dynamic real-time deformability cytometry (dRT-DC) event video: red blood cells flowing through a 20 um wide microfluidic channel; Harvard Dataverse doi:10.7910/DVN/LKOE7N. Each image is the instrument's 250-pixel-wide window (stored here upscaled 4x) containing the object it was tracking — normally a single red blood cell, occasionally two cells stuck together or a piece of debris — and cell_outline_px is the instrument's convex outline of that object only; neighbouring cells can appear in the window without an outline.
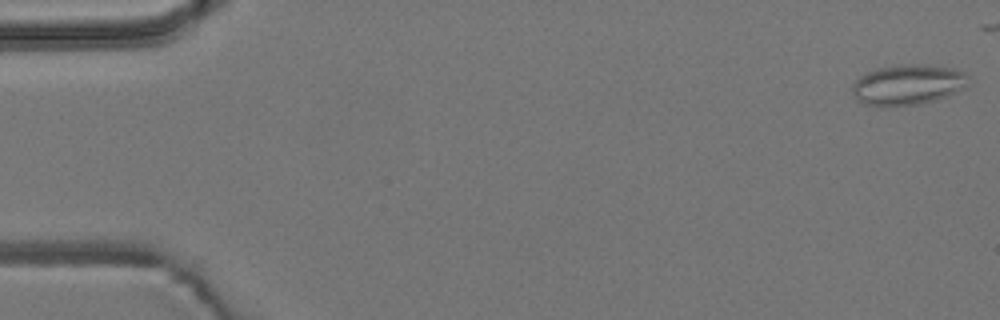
{"species": "common noctule bat (a hibernating species)", "species_latin": "Nyctalus noctula", "temperature_condition": "room temperature", "stored_images_in_passage": 50, "camera_frame_rate_fps": 3000, "um_per_image_px": 0.085, "animal": {"sex": "male", "body_mass_g": 19.2, "forearm_length_mm": 51.8}, "frame": {"image": 1, "passage_image": 1, "time_ms": 0.0, "image_size_px": [1000, 320], "cell_outline_px": [[968, 76], [964, 84], [956, 92], [948, 96], [936, 100], [920, 104], [888, 108], [880, 108], [864, 104], [856, 100], [852, 92], [852, 84], [860, 76], [876, 68], [896, 64], [916, 64], [948, 68], [964, 72]], "centroid_in_image_um": [77.06, 7.24], "position_along_channel_um": 7.9, "area_um2": 27.57}}
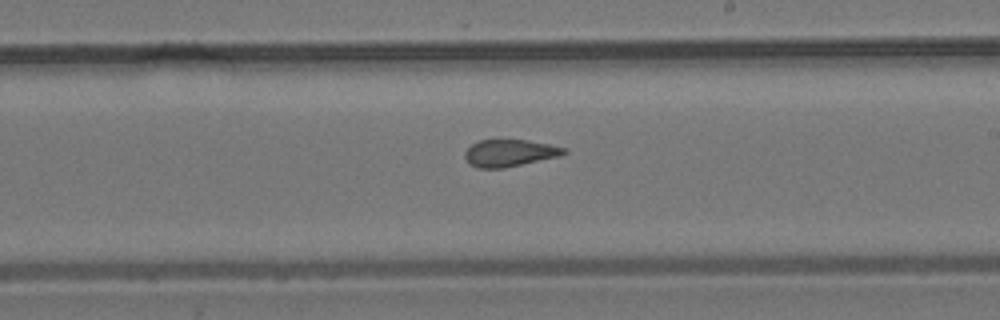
{"frame": {"image": 2, "passage_image": 31, "time_ms": 10.0, "image_size_px": [1000, 320], "cell_outline_px": [[568, 152], [560, 156], [504, 168], [476, 168], [468, 164], [464, 156], [464, 152], [472, 144], [480, 140], [528, 140], [568, 148]], "centroid_in_image_um": [43.31, 13.01], "position_along_channel_um": 245.7, "area_um2": 15.72}}
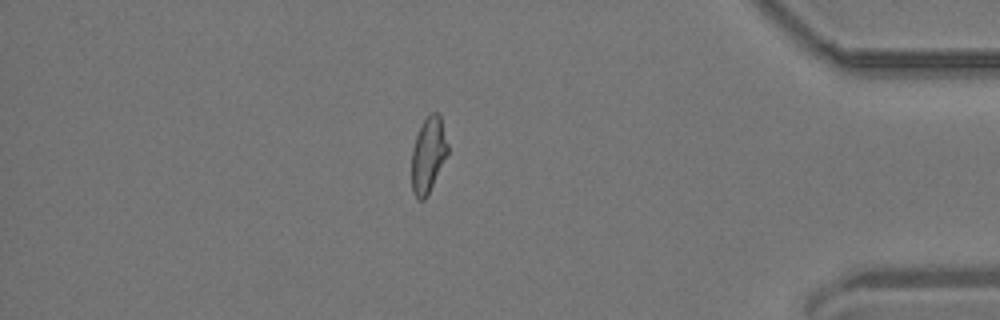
{"frame": {"image": 3, "passage_image": 46, "time_ms": 15.0, "image_size_px": [1000, 320], "cell_outline_px": [[448, 152], [424, 200], [416, 200], [412, 192], [412, 148], [416, 136], [424, 120], [432, 112], [440, 112], [448, 144]], "centroid_in_image_um": [36.39, 13.13], "position_along_channel_um": 398.8, "area_um2": 15.66}}